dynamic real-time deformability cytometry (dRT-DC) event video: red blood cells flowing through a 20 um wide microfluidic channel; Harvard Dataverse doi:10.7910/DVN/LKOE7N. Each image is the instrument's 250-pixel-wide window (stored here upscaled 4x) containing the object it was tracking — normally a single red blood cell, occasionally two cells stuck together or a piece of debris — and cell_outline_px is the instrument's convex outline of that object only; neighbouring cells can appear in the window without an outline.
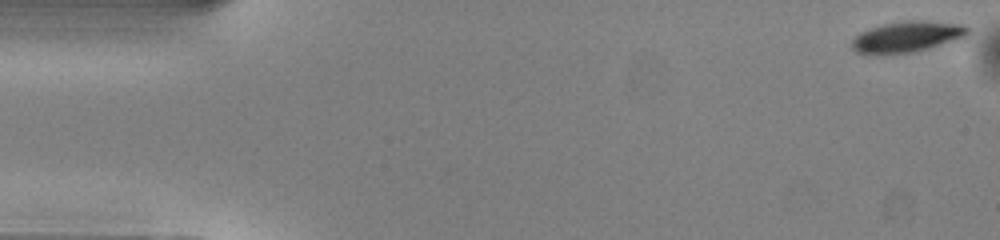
{"species": "common noctule bat (a hibernating species)", "species_latin": "Nyctalus noctula", "temperature_condition": "warm", "stored_images_in_passage": 51, "camera_frame_rate_fps": 3000, "um_per_image_px": 0.085, "animal": {"sex": "male", "body_mass_g": 13.0, "forearm_length_mm": 53.1}, "frame": {"image": 1, "passage_image": 1, "time_ms": 0.0, "image_size_px": [1000, 240], "cell_outline_px": [[972, 28], [968, 36], [960, 40], [912, 52], [880, 56], [876, 56], [856, 52], [852, 48], [852, 40], [860, 32], [884, 24], [908, 20], [924, 20], [964, 24]], "centroid_in_image_um": [77.17, 3.14], "position_along_channel_um": 7.8, "area_um2": 21.5}}
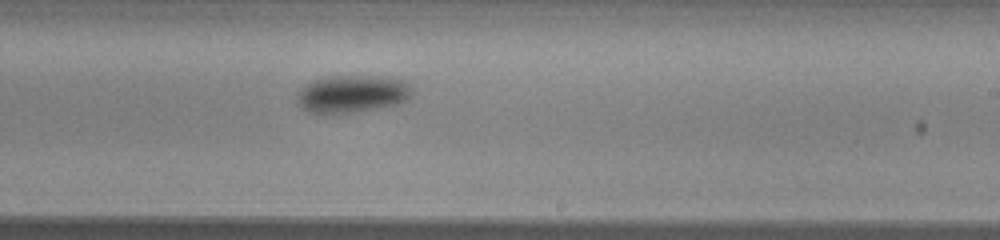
{"frame": {"image": 2, "passage_image": 30, "time_ms": 9.667, "image_size_px": [1000, 240], "cell_outline_px": [[412, 92], [400, 104], [352, 112], [308, 112], [296, 100], [296, 92], [300, 88], [324, 76], [384, 76], [404, 80], [412, 88]], "centroid_in_image_um": [29.94, 7.95], "position_along_channel_um": 259.1, "area_um2": 24.85}}
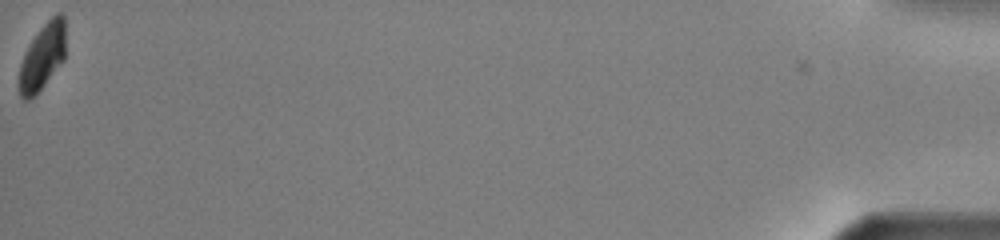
{"frame": {"image": 3, "passage_image": 51, "time_ms": 16.667, "image_size_px": [1000, 240], "cell_outline_px": [[64, 60], [44, 84], [28, 100], [24, 100], [20, 96], [20, 64], [24, 52], [40, 28], [56, 12], [60, 12], [64, 16]], "centroid_in_image_um": [3.61, 4.78], "position_along_channel_um": 431.6, "area_um2": 17.4}, "authors_computed_cell_mechanics": {"area_um2": 22.0796, "velocity_mm_per_s": 4.0093, "shape_relaxation_time_tau1_ms": 1.829, "shape_relaxation_time_tau2_ms": null, "deformation_change_tau1": 0.1116, "deformation_change_tau2": null}}